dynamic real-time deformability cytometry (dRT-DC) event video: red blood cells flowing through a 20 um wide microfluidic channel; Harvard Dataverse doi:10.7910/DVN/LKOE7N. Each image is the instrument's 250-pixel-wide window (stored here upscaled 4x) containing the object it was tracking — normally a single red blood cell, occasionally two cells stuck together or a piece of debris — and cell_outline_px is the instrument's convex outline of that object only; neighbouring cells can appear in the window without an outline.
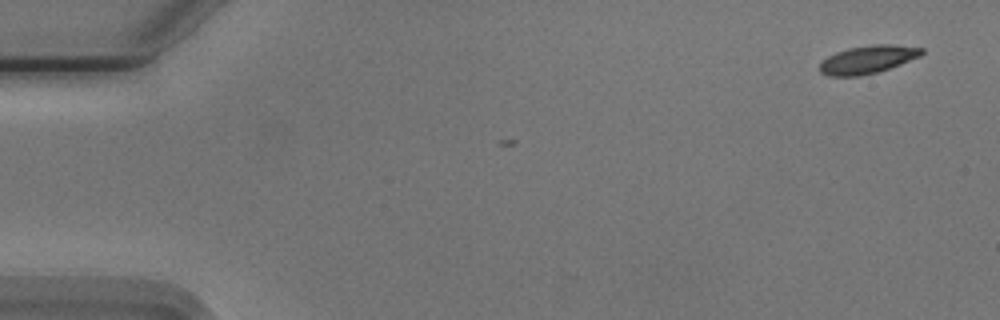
{"species": "Egyptian fruit bat (a non-hibernating species)", "species_latin": "Rousettus aegyptiacus", "temperature_condition": "cold", "stored_images_in_passage": 53, "camera_frame_rate_fps": 3000, "um_per_image_px": 0.085, "animal": {"sex": "male"}, "frame": {"image": 1, "passage_image": 1, "time_ms": 0.0, "image_size_px": [1000, 320], "cell_outline_px": [[924, 52], [920, 56], [900, 64], [876, 72], [860, 76], [828, 76], [820, 72], [820, 60], [836, 52], [848, 48], [872, 44], [892, 44], [924, 48]], "centroid_in_image_um": [73.73, 5.05], "position_along_channel_um": 11.3, "area_um2": 16.65}}
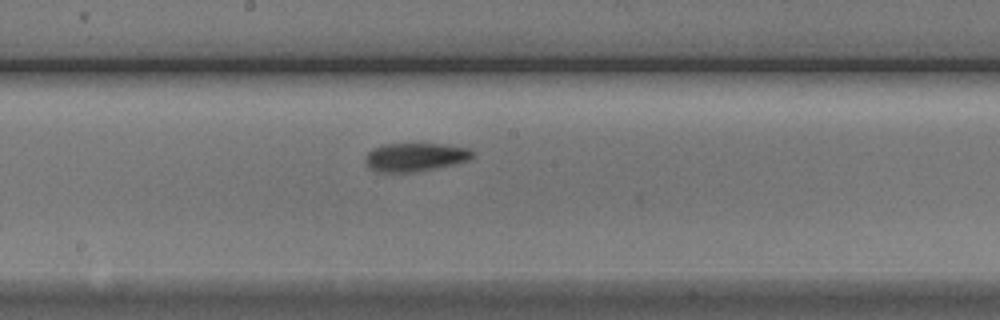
{"frame": {"image": 2, "passage_image": 28, "time_ms": 9.0, "image_size_px": [1000, 320], "cell_outline_px": [[476, 152], [468, 160], [452, 164], [432, 168], [408, 172], [376, 172], [364, 160], [364, 156], [372, 148], [380, 144], [448, 144], [468, 148]], "centroid_in_image_um": [35.27, 13.33], "position_along_channel_um": 212.9, "area_um2": 17.63}}
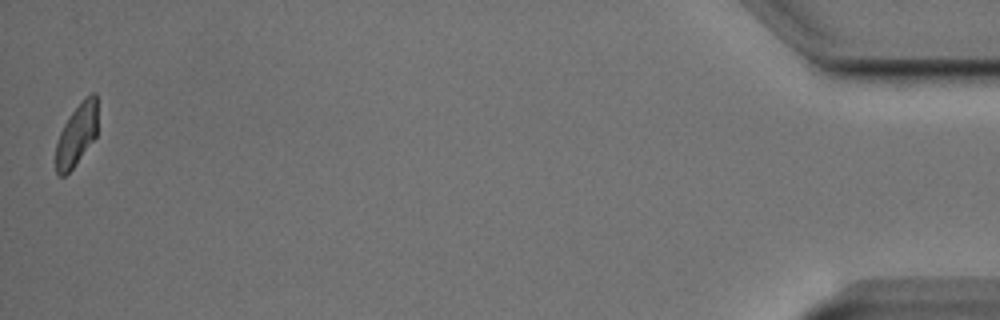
{"frame": {"image": 3, "passage_image": 53, "time_ms": 17.333, "image_size_px": [1000, 320], "cell_outline_px": [[96, 136], [72, 168], [64, 176], [60, 176], [56, 172], [56, 144], [60, 132], [64, 124], [72, 112], [84, 96], [92, 92], [96, 92]], "centroid_in_image_um": [6.5, 11.42], "position_along_channel_um": 428.7, "area_um2": 14.8}, "authors_computed_cell_mechanics": {"area_um2": 17.1088, "velocity_mm_per_s": 3.7341, "shape_relaxation_time_tau1_ms": 4.5639, "shape_relaxation_time_tau2_ms": 2.8762, "deformation_change_tau1": 0.146, "deformation_change_tau2": 0.0758}}